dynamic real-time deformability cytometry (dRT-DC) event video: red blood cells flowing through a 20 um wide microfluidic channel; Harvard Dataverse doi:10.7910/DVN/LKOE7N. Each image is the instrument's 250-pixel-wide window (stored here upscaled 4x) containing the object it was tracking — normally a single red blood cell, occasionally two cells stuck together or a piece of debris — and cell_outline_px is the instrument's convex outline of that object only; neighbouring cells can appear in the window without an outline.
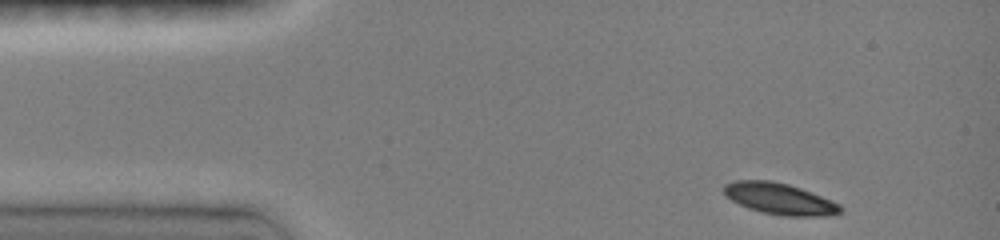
{"species": "common noctule bat (a hibernating species)", "species_latin": "Nyctalus noctula", "temperature_condition": "room temperature", "stored_images_in_passage": 10, "camera_frame_rate_fps": 3000, "um_per_image_px": 0.085, "animal": {"sex": "female", "body_mass_g": 19.0, "forearm_length_mm": 51.5}, "frame": {"image": 1, "passage_image": 1, "time_ms": 0.0, "image_size_px": [1000, 240], "cell_outline_px": [[844, 208], [840, 212], [828, 216], [784, 216], [760, 212], [748, 208], [724, 196], [724, 184], [736, 180], [772, 180], [788, 184], [800, 188], [832, 200], [840, 204]], "centroid_in_image_um": [66.27, 16.9], "position_along_channel_um": 18.7, "area_um2": 21.39}}
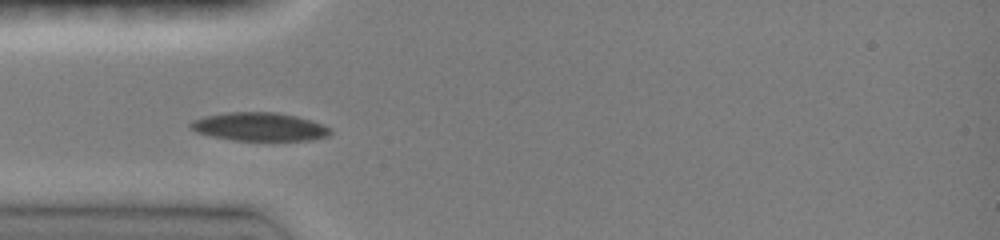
{"frame": {"image": 2, "passage_image": 6, "time_ms": 3.0, "image_size_px": [1000, 240], "cell_outline_px": [[332, 132], [328, 136], [312, 140], [236, 140], [212, 136], [196, 132], [188, 124], [192, 120], [204, 116], [228, 112], [276, 112], [296, 116], [332, 128]], "centroid_in_image_um": [22.05, 10.77], "position_along_channel_um": 63.0, "area_um2": 22.95}}
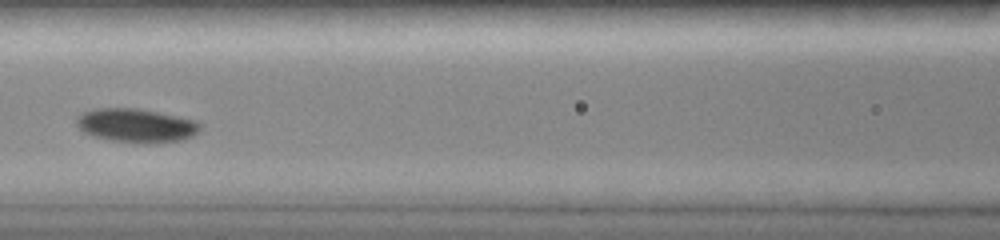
{"frame": {"image": 3, "passage_image": 9, "time_ms": 5.333, "image_size_px": [1000, 240], "cell_outline_px": [[200, 128], [192, 136], [180, 140], [152, 144], [112, 140], [92, 136], [84, 132], [76, 124], [76, 116], [80, 112], [96, 108], [140, 108], [196, 120], [200, 124]], "centroid_in_image_um": [11.54, 10.65], "position_along_channel_um": 155.1, "area_um2": 24.45}}